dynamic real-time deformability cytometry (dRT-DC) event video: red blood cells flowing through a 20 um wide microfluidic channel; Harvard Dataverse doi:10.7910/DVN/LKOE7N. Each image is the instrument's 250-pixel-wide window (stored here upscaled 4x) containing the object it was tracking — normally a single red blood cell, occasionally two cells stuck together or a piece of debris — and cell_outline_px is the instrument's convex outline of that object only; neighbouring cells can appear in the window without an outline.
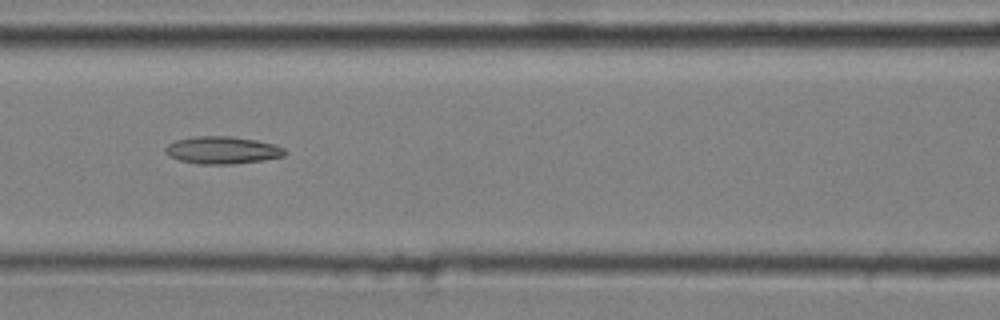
{"species": "common noctule bat (a hibernating species)", "species_latin": "Nyctalus noctula", "temperature_condition": "cold", "stored_images_in_passage": 7, "camera_frame_rate_fps": 3000, "um_per_image_px": 0.085, "animal": {"sex": "male", "body_mass_g": 20.4}, "frame": {"image": 1, "passage_image": 4, "time_ms": 1.0, "image_size_px": [1000, 320], "cell_outline_px": [[288, 152], [284, 156], [264, 160], [232, 164], [200, 164], [180, 160], [168, 156], [164, 152], [164, 148], [168, 144], [176, 140], [196, 136], [232, 136], [256, 140], [272, 144], [284, 148]], "centroid_in_image_um": [18.89, 12.76], "position_along_channel_um": 147.7, "area_um2": 19.13}}
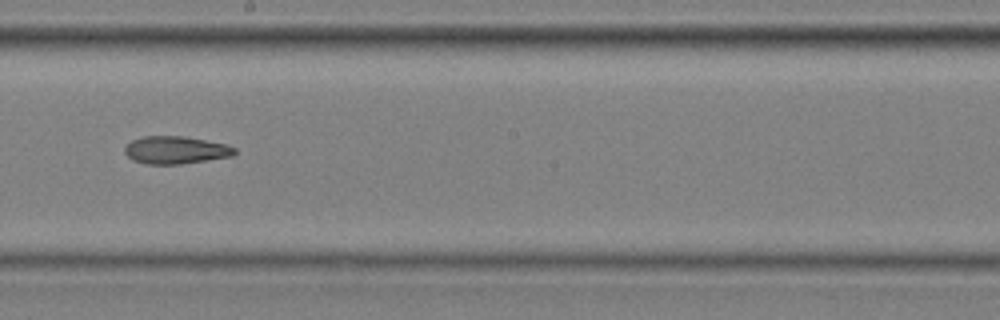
{"frame": {"image": 2, "passage_image": 6, "time_ms": 1.667, "image_size_px": [1000, 320], "cell_outline_px": [[236, 152], [232, 156], [180, 164], [144, 164], [132, 160], [124, 152], [124, 148], [132, 140], [144, 136], [184, 136], [224, 144], [236, 148]], "centroid_in_image_um": [14.9, 12.76], "position_along_channel_um": 233.3, "area_um2": 17.57}}
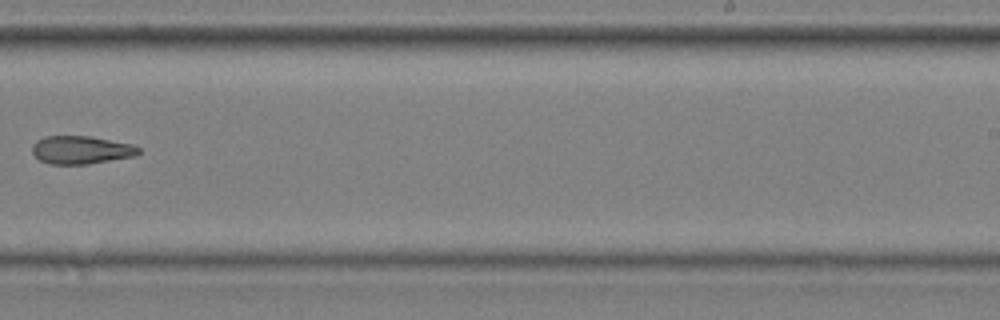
{"frame": {"image": 3, "passage_image": 7, "time_ms": 2.0, "image_size_px": [1000, 320], "cell_outline_px": [[140, 152], [136, 156], [88, 164], [48, 164], [40, 160], [32, 152], [32, 144], [36, 140], [48, 136], [88, 136], [132, 144], [140, 148]], "centroid_in_image_um": [6.89, 12.75], "position_along_channel_um": 282.1, "area_um2": 17.4}}